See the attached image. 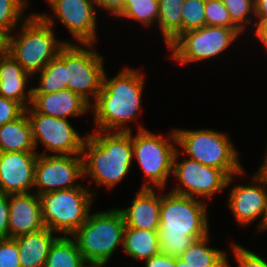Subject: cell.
Segmentation results:
<instances>
[{"label": "cell", "instance_id": "cell-32", "mask_svg": "<svg viewBox=\"0 0 267 267\" xmlns=\"http://www.w3.org/2000/svg\"><path fill=\"white\" fill-rule=\"evenodd\" d=\"M205 26L238 28L232 21L222 0H206Z\"/></svg>", "mask_w": 267, "mask_h": 267}, {"label": "cell", "instance_id": "cell-26", "mask_svg": "<svg viewBox=\"0 0 267 267\" xmlns=\"http://www.w3.org/2000/svg\"><path fill=\"white\" fill-rule=\"evenodd\" d=\"M185 0H159L157 24L162 38L168 47L182 34L181 8Z\"/></svg>", "mask_w": 267, "mask_h": 267}, {"label": "cell", "instance_id": "cell-4", "mask_svg": "<svg viewBox=\"0 0 267 267\" xmlns=\"http://www.w3.org/2000/svg\"><path fill=\"white\" fill-rule=\"evenodd\" d=\"M18 29L17 35L13 32L8 36L7 53L33 77L55 58L67 43H72L57 39L55 28L36 12L31 13Z\"/></svg>", "mask_w": 267, "mask_h": 267}, {"label": "cell", "instance_id": "cell-6", "mask_svg": "<svg viewBox=\"0 0 267 267\" xmlns=\"http://www.w3.org/2000/svg\"><path fill=\"white\" fill-rule=\"evenodd\" d=\"M142 126H138L136 135L131 131L133 160L137 161L144 174L141 188L164 192L172 174L173 158L178 148L176 134L173 129L166 135L168 138H165Z\"/></svg>", "mask_w": 267, "mask_h": 267}, {"label": "cell", "instance_id": "cell-9", "mask_svg": "<svg viewBox=\"0 0 267 267\" xmlns=\"http://www.w3.org/2000/svg\"><path fill=\"white\" fill-rule=\"evenodd\" d=\"M95 46V44L67 43L58 53L66 64L68 89L79 95L90 106L101 91L106 71L103 65L104 57L95 51Z\"/></svg>", "mask_w": 267, "mask_h": 267}, {"label": "cell", "instance_id": "cell-38", "mask_svg": "<svg viewBox=\"0 0 267 267\" xmlns=\"http://www.w3.org/2000/svg\"><path fill=\"white\" fill-rule=\"evenodd\" d=\"M144 264L145 267H175V258L159 253L145 260Z\"/></svg>", "mask_w": 267, "mask_h": 267}, {"label": "cell", "instance_id": "cell-28", "mask_svg": "<svg viewBox=\"0 0 267 267\" xmlns=\"http://www.w3.org/2000/svg\"><path fill=\"white\" fill-rule=\"evenodd\" d=\"M159 16V0H125L124 11L119 16L139 22L144 27L156 24Z\"/></svg>", "mask_w": 267, "mask_h": 267}, {"label": "cell", "instance_id": "cell-17", "mask_svg": "<svg viewBox=\"0 0 267 267\" xmlns=\"http://www.w3.org/2000/svg\"><path fill=\"white\" fill-rule=\"evenodd\" d=\"M9 209V238L45 228L40 198L36 193L10 195Z\"/></svg>", "mask_w": 267, "mask_h": 267}, {"label": "cell", "instance_id": "cell-24", "mask_svg": "<svg viewBox=\"0 0 267 267\" xmlns=\"http://www.w3.org/2000/svg\"><path fill=\"white\" fill-rule=\"evenodd\" d=\"M122 249L128 257L145 261L161 253L158 232L125 227Z\"/></svg>", "mask_w": 267, "mask_h": 267}, {"label": "cell", "instance_id": "cell-37", "mask_svg": "<svg viewBox=\"0 0 267 267\" xmlns=\"http://www.w3.org/2000/svg\"><path fill=\"white\" fill-rule=\"evenodd\" d=\"M97 7L106 10L109 15L113 17H119L124 11L125 0H93Z\"/></svg>", "mask_w": 267, "mask_h": 267}, {"label": "cell", "instance_id": "cell-29", "mask_svg": "<svg viewBox=\"0 0 267 267\" xmlns=\"http://www.w3.org/2000/svg\"><path fill=\"white\" fill-rule=\"evenodd\" d=\"M29 0H0V30L11 35L28 16L24 11L28 9ZM24 18V19H22Z\"/></svg>", "mask_w": 267, "mask_h": 267}, {"label": "cell", "instance_id": "cell-41", "mask_svg": "<svg viewBox=\"0 0 267 267\" xmlns=\"http://www.w3.org/2000/svg\"><path fill=\"white\" fill-rule=\"evenodd\" d=\"M8 35L0 30V57L7 53Z\"/></svg>", "mask_w": 267, "mask_h": 267}, {"label": "cell", "instance_id": "cell-12", "mask_svg": "<svg viewBox=\"0 0 267 267\" xmlns=\"http://www.w3.org/2000/svg\"><path fill=\"white\" fill-rule=\"evenodd\" d=\"M25 112L30 120L35 148L38 149L39 143L45 146V152L39 151L38 154L49 155L52 152L51 155H81L87 134L81 136L68 119L38 113L31 105Z\"/></svg>", "mask_w": 267, "mask_h": 267}, {"label": "cell", "instance_id": "cell-45", "mask_svg": "<svg viewBox=\"0 0 267 267\" xmlns=\"http://www.w3.org/2000/svg\"><path fill=\"white\" fill-rule=\"evenodd\" d=\"M265 156H263L262 165L258 168L260 170H263L267 166V145H266V151Z\"/></svg>", "mask_w": 267, "mask_h": 267}, {"label": "cell", "instance_id": "cell-39", "mask_svg": "<svg viewBox=\"0 0 267 267\" xmlns=\"http://www.w3.org/2000/svg\"><path fill=\"white\" fill-rule=\"evenodd\" d=\"M254 28L255 37L258 38L259 42L267 49V17L260 19ZM267 51V50H266Z\"/></svg>", "mask_w": 267, "mask_h": 267}, {"label": "cell", "instance_id": "cell-46", "mask_svg": "<svg viewBox=\"0 0 267 267\" xmlns=\"http://www.w3.org/2000/svg\"><path fill=\"white\" fill-rule=\"evenodd\" d=\"M263 171L267 174V166L263 169Z\"/></svg>", "mask_w": 267, "mask_h": 267}, {"label": "cell", "instance_id": "cell-20", "mask_svg": "<svg viewBox=\"0 0 267 267\" xmlns=\"http://www.w3.org/2000/svg\"><path fill=\"white\" fill-rule=\"evenodd\" d=\"M30 78L33 77L9 53L0 57L1 97L15 100L27 109L31 105L33 94L32 87H28L32 82Z\"/></svg>", "mask_w": 267, "mask_h": 267}, {"label": "cell", "instance_id": "cell-13", "mask_svg": "<svg viewBox=\"0 0 267 267\" xmlns=\"http://www.w3.org/2000/svg\"><path fill=\"white\" fill-rule=\"evenodd\" d=\"M53 14L37 13L54 27V18L61 22L75 39V44H95L98 41L96 6L93 0H46ZM55 15V17H54Z\"/></svg>", "mask_w": 267, "mask_h": 267}, {"label": "cell", "instance_id": "cell-43", "mask_svg": "<svg viewBox=\"0 0 267 267\" xmlns=\"http://www.w3.org/2000/svg\"><path fill=\"white\" fill-rule=\"evenodd\" d=\"M106 264H102V263H89L86 262L82 267H106Z\"/></svg>", "mask_w": 267, "mask_h": 267}, {"label": "cell", "instance_id": "cell-30", "mask_svg": "<svg viewBox=\"0 0 267 267\" xmlns=\"http://www.w3.org/2000/svg\"><path fill=\"white\" fill-rule=\"evenodd\" d=\"M231 21L243 32L255 19L254 0H222ZM254 18H253V16ZM253 20V21H252Z\"/></svg>", "mask_w": 267, "mask_h": 267}, {"label": "cell", "instance_id": "cell-5", "mask_svg": "<svg viewBox=\"0 0 267 267\" xmlns=\"http://www.w3.org/2000/svg\"><path fill=\"white\" fill-rule=\"evenodd\" d=\"M125 227L121 211L110 208L90 212L86 222L71 236L86 262L107 265L116 249L123 247Z\"/></svg>", "mask_w": 267, "mask_h": 267}, {"label": "cell", "instance_id": "cell-40", "mask_svg": "<svg viewBox=\"0 0 267 267\" xmlns=\"http://www.w3.org/2000/svg\"><path fill=\"white\" fill-rule=\"evenodd\" d=\"M255 2V20L253 26L262 18L267 17V0H254Z\"/></svg>", "mask_w": 267, "mask_h": 267}, {"label": "cell", "instance_id": "cell-44", "mask_svg": "<svg viewBox=\"0 0 267 267\" xmlns=\"http://www.w3.org/2000/svg\"><path fill=\"white\" fill-rule=\"evenodd\" d=\"M175 267H189L187 263L183 262L179 258H175Z\"/></svg>", "mask_w": 267, "mask_h": 267}, {"label": "cell", "instance_id": "cell-2", "mask_svg": "<svg viewBox=\"0 0 267 267\" xmlns=\"http://www.w3.org/2000/svg\"><path fill=\"white\" fill-rule=\"evenodd\" d=\"M208 204L172 191L162 194L157 231L161 253L179 258L194 240L210 234Z\"/></svg>", "mask_w": 267, "mask_h": 267}, {"label": "cell", "instance_id": "cell-34", "mask_svg": "<svg viewBox=\"0 0 267 267\" xmlns=\"http://www.w3.org/2000/svg\"><path fill=\"white\" fill-rule=\"evenodd\" d=\"M0 267H21L18 246L13 238H0Z\"/></svg>", "mask_w": 267, "mask_h": 267}, {"label": "cell", "instance_id": "cell-33", "mask_svg": "<svg viewBox=\"0 0 267 267\" xmlns=\"http://www.w3.org/2000/svg\"><path fill=\"white\" fill-rule=\"evenodd\" d=\"M230 247L237 267H267V259L262 258L263 256L260 254L254 253L234 241L231 242Z\"/></svg>", "mask_w": 267, "mask_h": 267}, {"label": "cell", "instance_id": "cell-27", "mask_svg": "<svg viewBox=\"0 0 267 267\" xmlns=\"http://www.w3.org/2000/svg\"><path fill=\"white\" fill-rule=\"evenodd\" d=\"M36 74L39 86L32 87L33 93H54L68 88L66 64L58 55Z\"/></svg>", "mask_w": 267, "mask_h": 267}, {"label": "cell", "instance_id": "cell-14", "mask_svg": "<svg viewBox=\"0 0 267 267\" xmlns=\"http://www.w3.org/2000/svg\"><path fill=\"white\" fill-rule=\"evenodd\" d=\"M82 177L81 155L39 154L35 164L33 192L40 196L52 191L88 187L89 185L77 182L79 179L83 180Z\"/></svg>", "mask_w": 267, "mask_h": 267}, {"label": "cell", "instance_id": "cell-8", "mask_svg": "<svg viewBox=\"0 0 267 267\" xmlns=\"http://www.w3.org/2000/svg\"><path fill=\"white\" fill-rule=\"evenodd\" d=\"M95 196L90 187H75L40 195L45 227L59 235L71 236L86 222Z\"/></svg>", "mask_w": 267, "mask_h": 267}, {"label": "cell", "instance_id": "cell-3", "mask_svg": "<svg viewBox=\"0 0 267 267\" xmlns=\"http://www.w3.org/2000/svg\"><path fill=\"white\" fill-rule=\"evenodd\" d=\"M87 133L81 151L83 178L113 189L131 172L133 147L131 131H100Z\"/></svg>", "mask_w": 267, "mask_h": 267}, {"label": "cell", "instance_id": "cell-22", "mask_svg": "<svg viewBox=\"0 0 267 267\" xmlns=\"http://www.w3.org/2000/svg\"><path fill=\"white\" fill-rule=\"evenodd\" d=\"M0 152H38L26 112L16 120L0 126Z\"/></svg>", "mask_w": 267, "mask_h": 267}, {"label": "cell", "instance_id": "cell-11", "mask_svg": "<svg viewBox=\"0 0 267 267\" xmlns=\"http://www.w3.org/2000/svg\"><path fill=\"white\" fill-rule=\"evenodd\" d=\"M180 152L178 148L173 158L172 176L178 179V183L172 186V192L192 198L204 200L212 199L221 190L233 183L235 176L244 175V171L228 177L222 170L203 165L193 159L185 158L178 161Z\"/></svg>", "mask_w": 267, "mask_h": 267}, {"label": "cell", "instance_id": "cell-15", "mask_svg": "<svg viewBox=\"0 0 267 267\" xmlns=\"http://www.w3.org/2000/svg\"><path fill=\"white\" fill-rule=\"evenodd\" d=\"M252 176L250 185L234 184L229 192L227 205L240 227H247L260 219L257 232H261L267 198V174L258 169Z\"/></svg>", "mask_w": 267, "mask_h": 267}, {"label": "cell", "instance_id": "cell-36", "mask_svg": "<svg viewBox=\"0 0 267 267\" xmlns=\"http://www.w3.org/2000/svg\"><path fill=\"white\" fill-rule=\"evenodd\" d=\"M9 196L0 192V238H9Z\"/></svg>", "mask_w": 267, "mask_h": 267}, {"label": "cell", "instance_id": "cell-1", "mask_svg": "<svg viewBox=\"0 0 267 267\" xmlns=\"http://www.w3.org/2000/svg\"><path fill=\"white\" fill-rule=\"evenodd\" d=\"M141 70L123 68L112 78L106 72L95 102L90 106L96 130L128 132V123L141 114L145 75Z\"/></svg>", "mask_w": 267, "mask_h": 267}, {"label": "cell", "instance_id": "cell-16", "mask_svg": "<svg viewBox=\"0 0 267 267\" xmlns=\"http://www.w3.org/2000/svg\"><path fill=\"white\" fill-rule=\"evenodd\" d=\"M38 152H0V188L8 195L33 192Z\"/></svg>", "mask_w": 267, "mask_h": 267}, {"label": "cell", "instance_id": "cell-21", "mask_svg": "<svg viewBox=\"0 0 267 267\" xmlns=\"http://www.w3.org/2000/svg\"><path fill=\"white\" fill-rule=\"evenodd\" d=\"M58 236L48 228L13 238L21 267H44L52 243Z\"/></svg>", "mask_w": 267, "mask_h": 267}, {"label": "cell", "instance_id": "cell-35", "mask_svg": "<svg viewBox=\"0 0 267 267\" xmlns=\"http://www.w3.org/2000/svg\"><path fill=\"white\" fill-rule=\"evenodd\" d=\"M25 112V108L15 100L0 96V126L16 120Z\"/></svg>", "mask_w": 267, "mask_h": 267}, {"label": "cell", "instance_id": "cell-23", "mask_svg": "<svg viewBox=\"0 0 267 267\" xmlns=\"http://www.w3.org/2000/svg\"><path fill=\"white\" fill-rule=\"evenodd\" d=\"M210 235L194 240L179 259L189 267H231L228 253L209 246Z\"/></svg>", "mask_w": 267, "mask_h": 267}, {"label": "cell", "instance_id": "cell-19", "mask_svg": "<svg viewBox=\"0 0 267 267\" xmlns=\"http://www.w3.org/2000/svg\"><path fill=\"white\" fill-rule=\"evenodd\" d=\"M31 106L38 113L62 119L83 116L90 109L84 99L68 88L54 93H33Z\"/></svg>", "mask_w": 267, "mask_h": 267}, {"label": "cell", "instance_id": "cell-31", "mask_svg": "<svg viewBox=\"0 0 267 267\" xmlns=\"http://www.w3.org/2000/svg\"><path fill=\"white\" fill-rule=\"evenodd\" d=\"M206 0H185L181 8L182 33L205 26Z\"/></svg>", "mask_w": 267, "mask_h": 267}, {"label": "cell", "instance_id": "cell-18", "mask_svg": "<svg viewBox=\"0 0 267 267\" xmlns=\"http://www.w3.org/2000/svg\"><path fill=\"white\" fill-rule=\"evenodd\" d=\"M156 189L140 188L131 206L118 208L126 227L140 230L158 231L162 193L157 196Z\"/></svg>", "mask_w": 267, "mask_h": 267}, {"label": "cell", "instance_id": "cell-7", "mask_svg": "<svg viewBox=\"0 0 267 267\" xmlns=\"http://www.w3.org/2000/svg\"><path fill=\"white\" fill-rule=\"evenodd\" d=\"M180 155L216 167L228 177L242 172L239 153L227 133L213 129H174ZM180 149V150H179Z\"/></svg>", "mask_w": 267, "mask_h": 267}, {"label": "cell", "instance_id": "cell-42", "mask_svg": "<svg viewBox=\"0 0 267 267\" xmlns=\"http://www.w3.org/2000/svg\"><path fill=\"white\" fill-rule=\"evenodd\" d=\"M261 231H267V198H266V204H265V211L261 223Z\"/></svg>", "mask_w": 267, "mask_h": 267}, {"label": "cell", "instance_id": "cell-25", "mask_svg": "<svg viewBox=\"0 0 267 267\" xmlns=\"http://www.w3.org/2000/svg\"><path fill=\"white\" fill-rule=\"evenodd\" d=\"M86 261L72 236H59L52 243L44 267H82Z\"/></svg>", "mask_w": 267, "mask_h": 267}, {"label": "cell", "instance_id": "cell-10", "mask_svg": "<svg viewBox=\"0 0 267 267\" xmlns=\"http://www.w3.org/2000/svg\"><path fill=\"white\" fill-rule=\"evenodd\" d=\"M239 28L204 26L179 35L167 48L170 59L180 65L221 56L243 35Z\"/></svg>", "mask_w": 267, "mask_h": 267}]
</instances>
